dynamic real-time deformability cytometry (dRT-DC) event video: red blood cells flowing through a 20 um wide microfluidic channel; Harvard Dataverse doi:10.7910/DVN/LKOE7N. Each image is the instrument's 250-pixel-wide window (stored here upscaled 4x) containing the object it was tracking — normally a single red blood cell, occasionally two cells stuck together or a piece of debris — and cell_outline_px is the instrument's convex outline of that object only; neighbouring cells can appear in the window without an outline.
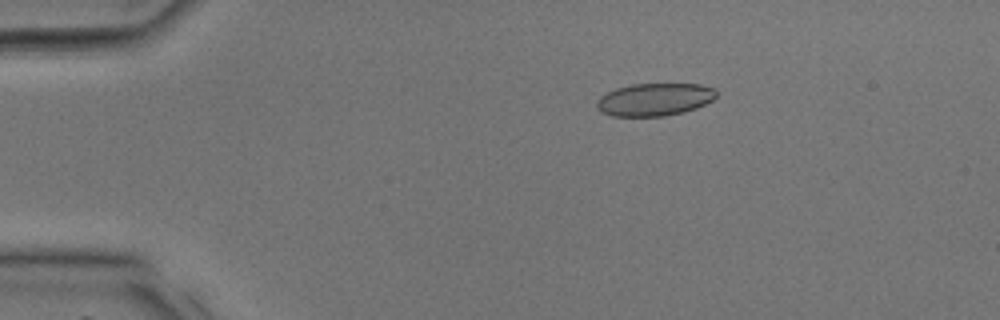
{"species": "common noctule bat (a hibernating species)", "species_latin": "Nyctalus noctula", "temperature_condition": "room temperature", "stored_images_in_passage": 33, "camera_frame_rate_fps": 3000, "um_per_image_px": 0.085, "animal": {"sex": "male", "body_mass_g": 17.9, "forearm_length_mm": 54.2}, "frame": {"image": 1, "passage_image": 4, "time_ms": 1.0, "image_size_px": [1000, 320], "cell_outline_px": [[716, 96], [712, 100], [696, 108], [684, 112], [664, 116], [612, 116], [600, 112], [596, 108], [596, 100], [600, 96], [616, 88], [632, 84], [700, 84], [716, 88]], "centroid_in_image_um": [55.62, 8.46], "position_along_channel_um": 29.4, "area_um2": 22.89}}
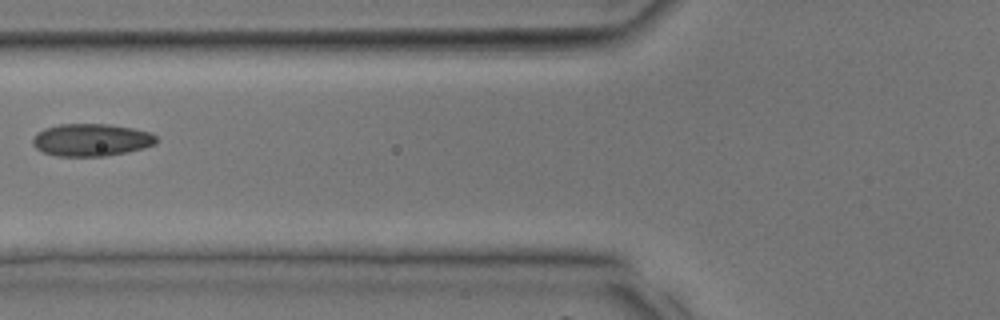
{"frame": {"image": 2, "passage_image": 12, "time_ms": 3.667, "image_size_px": [1000, 320], "cell_outline_px": [[156, 144], [144, 148], [128, 152], [104, 156], [56, 156], [40, 152], [32, 144], [32, 140], [36, 132], [44, 128], [60, 124], [108, 124], [132, 128], [148, 132], [156, 136]], "centroid_in_image_um": [7.72, 11.9], "position_along_channel_um": 118.1, "area_um2": 23.52}}
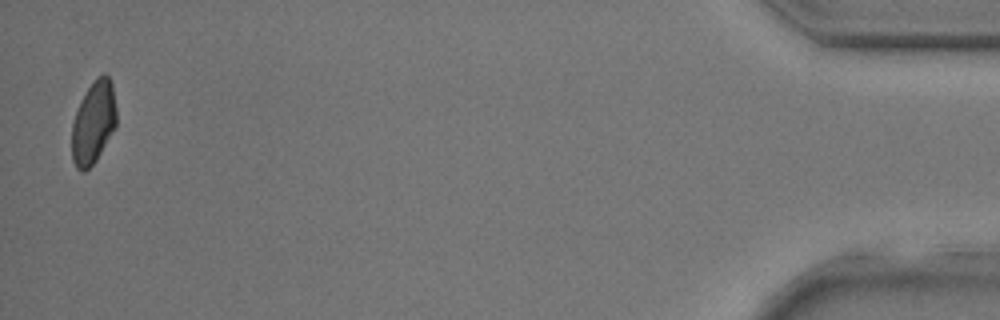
{"frame": {"image": 3, "passage_image": 33, "time_ms": 10.667, "image_size_px": [1000, 320], "cell_outline_px": [[116, 128], [96, 160], [84, 172], [80, 172], [76, 168], [72, 160], [72, 124], [80, 100], [88, 88], [104, 72], [108, 76], [112, 84], [116, 108]], "centroid_in_image_um": [7.94, 10.45], "position_along_channel_um": 427.3, "area_um2": 21.44}}